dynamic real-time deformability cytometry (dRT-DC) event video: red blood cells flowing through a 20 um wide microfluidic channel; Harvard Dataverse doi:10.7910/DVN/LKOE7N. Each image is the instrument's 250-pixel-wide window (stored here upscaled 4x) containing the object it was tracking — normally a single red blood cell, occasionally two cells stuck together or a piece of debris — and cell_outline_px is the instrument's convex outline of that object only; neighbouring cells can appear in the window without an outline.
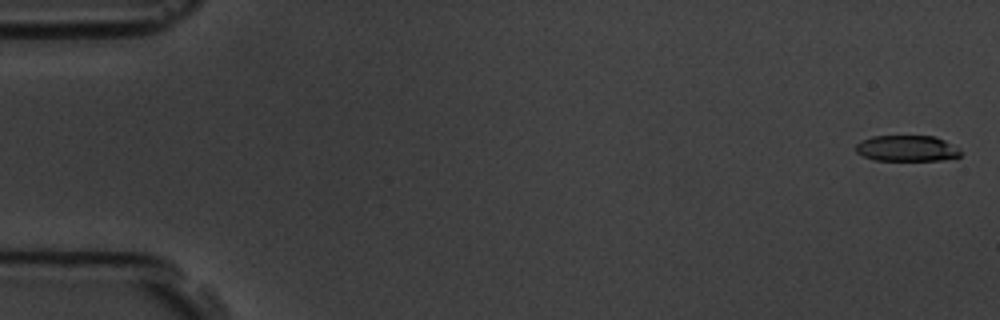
{"species": "common noctule bat (a hibernating species)", "species_latin": "Nyctalus noctula", "temperature_condition": "room temperature", "stored_images_in_passage": 6, "camera_frame_rate_fps": 3000, "um_per_image_px": 0.085, "animal": {"sex": "male", "body_mass_g": 19.5, "forearm_length_mm": 54.6}, "frame": {"image": 1, "passage_image": 1, "time_ms": 0.0, "image_size_px": [1000, 320], "cell_outline_px": [[964, 152], [960, 156], [940, 160], [872, 160], [856, 152], [856, 144], [860, 140], [872, 136], [936, 136], [960, 148]], "centroid_in_image_um": [77.1, 12.61], "position_along_channel_um": 7.9, "area_um2": 16.01}}
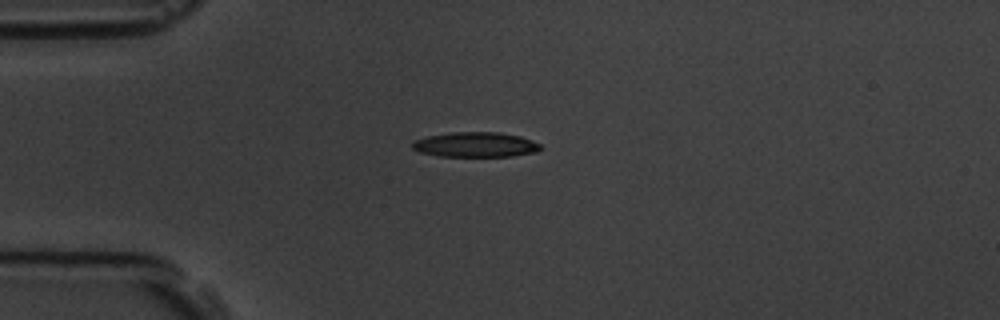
{"frame": {"image": 2, "passage_image": 4, "time_ms": 4.333, "image_size_px": [1000, 320], "cell_outline_px": [[544, 148], [536, 152], [512, 156], [440, 156], [420, 152], [412, 148], [412, 144], [416, 140], [428, 136], [452, 132], [500, 132], [520, 136], [532, 140], [540, 144]], "centroid_in_image_um": [40.47, 12.29], "position_along_channel_um": 44.5, "area_um2": 18.61}}
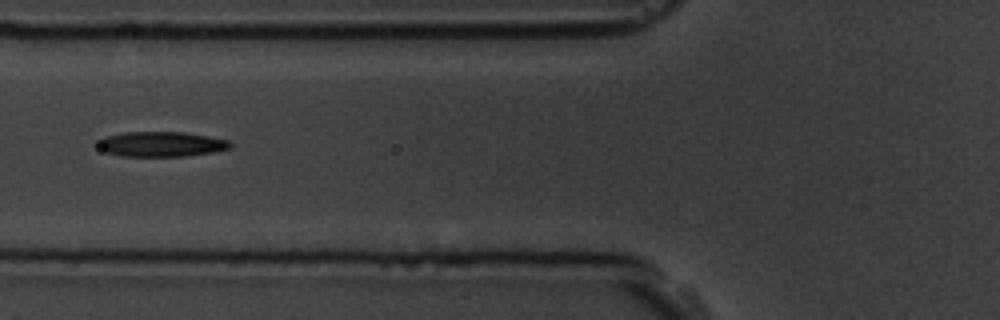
{"frame": {"image": 3, "passage_image": 6, "time_ms": 6.667, "image_size_px": [1000, 320], "cell_outline_px": [[232, 148], [212, 152], [184, 156], [120, 156], [104, 152], [96, 144], [96, 140], [104, 136], [124, 132], [184, 132], [208, 136], [228, 140], [232, 144]], "centroid_in_image_um": [13.65, 12.25], "position_along_channel_um": 112.1, "area_um2": 19.48}}